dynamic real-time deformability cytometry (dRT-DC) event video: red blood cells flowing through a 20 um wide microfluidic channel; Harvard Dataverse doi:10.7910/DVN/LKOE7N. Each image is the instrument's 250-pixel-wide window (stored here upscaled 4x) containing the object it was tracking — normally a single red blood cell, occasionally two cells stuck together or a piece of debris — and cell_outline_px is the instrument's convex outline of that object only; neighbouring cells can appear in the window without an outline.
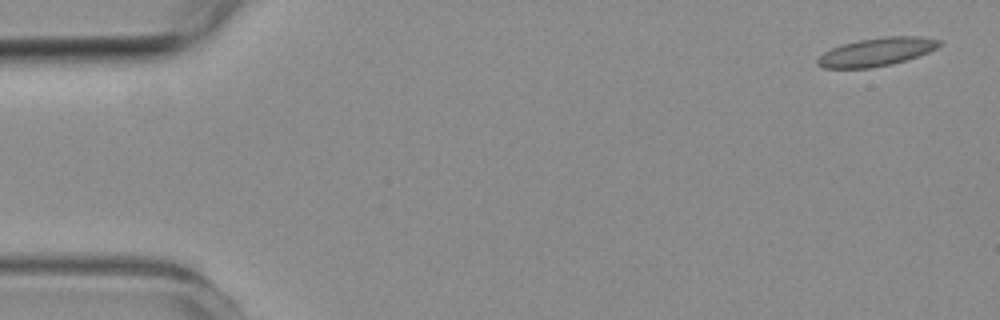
{"species": "common noctule bat (a hibernating species)", "species_latin": "Nyctalus noctula", "temperature_condition": "room temperature", "stored_images_in_passage": 4, "camera_frame_rate_fps": 3000, "um_per_image_px": 0.085, "animal": {"sex": "female", "body_mass_g": 19.3, "forearm_length_mm": 54.1}, "frame": {"image": 1, "passage_image": 1, "time_ms": 0.0, "image_size_px": [1000, 320], "cell_outline_px": [[940, 44], [936, 48], [928, 52], [892, 64], [872, 68], [824, 68], [816, 64], [816, 60], [824, 52], [832, 48], [844, 44], [860, 40], [888, 36], [916, 36], [940, 40]], "centroid_in_image_um": [74.47, 4.42], "position_along_channel_um": 10.5, "area_um2": 19.71}}
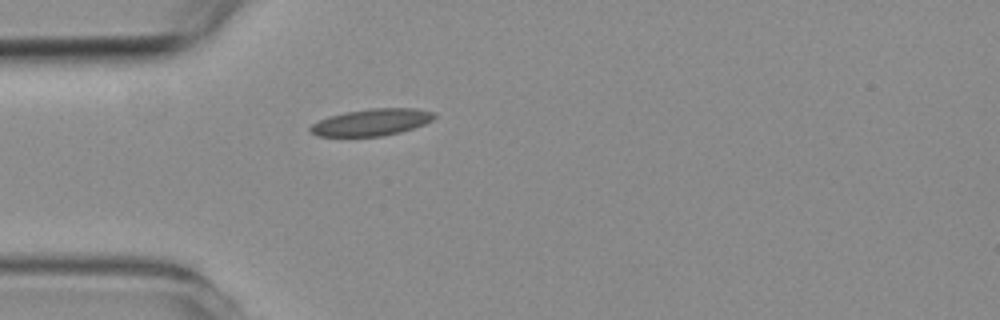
{"frame": {"image": 2, "passage_image": 4, "time_ms": 4.333, "image_size_px": [1000, 320], "cell_outline_px": [[436, 116], [432, 120], [424, 124], [400, 132], [380, 136], [316, 136], [308, 128], [312, 124], [328, 116], [344, 112], [368, 108], [416, 108], [436, 112]], "centroid_in_image_um": [31.59, 10.37], "position_along_channel_um": 53.4, "area_um2": 19.42}}